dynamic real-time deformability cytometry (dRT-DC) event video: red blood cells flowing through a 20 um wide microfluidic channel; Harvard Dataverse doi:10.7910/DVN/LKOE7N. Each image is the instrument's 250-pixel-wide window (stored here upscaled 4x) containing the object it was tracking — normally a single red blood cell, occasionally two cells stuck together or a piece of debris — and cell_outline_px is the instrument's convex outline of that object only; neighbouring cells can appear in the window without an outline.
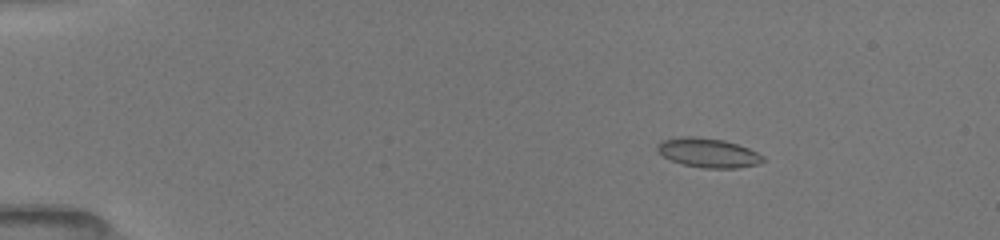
{"species": "common noctule bat (a hibernating species)", "species_latin": "Nyctalus noctula", "temperature_condition": "room temperature", "stored_images_in_passage": 28, "camera_frame_rate_fps": 3000, "um_per_image_px": 0.085, "animal": {"sex": "female", "body_mass_g": 19.5, "forearm_length_mm": 54.1}, "frame": {"image": 1, "passage_image": 11, "time_ms": 2.0, "image_size_px": [1000, 240], "cell_outline_px": [[764, 160], [760, 164], [736, 168], [704, 168], [684, 164], [672, 160], [664, 156], [656, 148], [656, 144], [664, 140], [680, 136], [696, 136], [724, 140], [748, 148], [764, 156]], "centroid_in_image_um": [60.21, 12.98], "position_along_channel_um": 24.8, "area_um2": 17.92}}
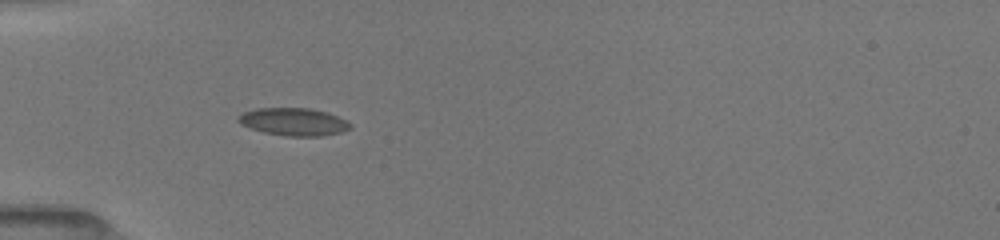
{"frame": {"image": 2, "passage_image": 27, "time_ms": 5.0, "image_size_px": [1000, 240], "cell_outline_px": [[352, 128], [340, 132], [324, 136], [284, 136], [264, 132], [240, 124], [236, 120], [236, 116], [244, 112], [256, 108], [312, 108], [328, 112], [352, 124]], "centroid_in_image_um": [24.94, 10.35], "position_along_channel_um": 60.1, "area_um2": 18.15}}